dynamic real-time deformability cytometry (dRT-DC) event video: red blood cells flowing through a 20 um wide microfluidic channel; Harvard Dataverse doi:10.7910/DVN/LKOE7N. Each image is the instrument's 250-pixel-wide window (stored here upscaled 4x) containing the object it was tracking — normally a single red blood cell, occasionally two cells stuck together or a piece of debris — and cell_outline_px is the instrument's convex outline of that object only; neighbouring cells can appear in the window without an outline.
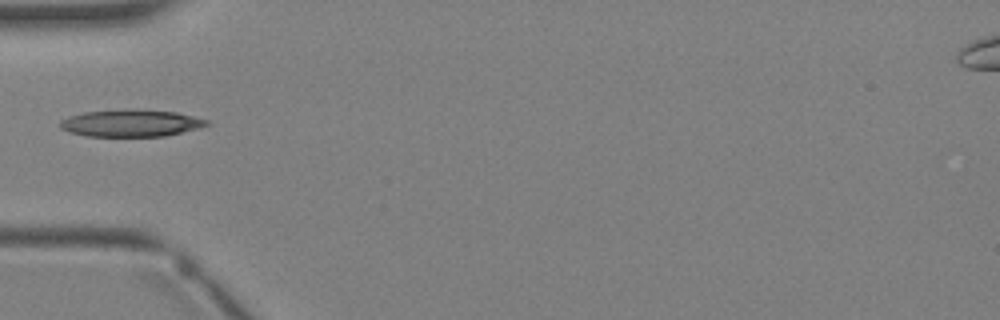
{"species": "Egyptian fruit bat (a non-hibernating species)", "species_latin": "Rousettus aegyptiacus", "temperature_condition": "warm", "stored_images_in_passage": 1, "camera_frame_rate_fps": 3000, "um_per_image_px": 0.085, "animal": {"sex": "female"}, "frame": {"image": 1, "passage_image": 1, "time_ms": 0.0, "image_size_px": [1000, 320], "cell_outline_px": [[212, 124], [200, 128], [164, 136], [88, 136], [68, 132], [60, 128], [60, 120], [68, 116], [84, 112], [176, 112], [208, 120]], "centroid_in_image_um": [11.13, 10.52], "position_along_channel_um": 73.9, "area_um2": 22.02}}